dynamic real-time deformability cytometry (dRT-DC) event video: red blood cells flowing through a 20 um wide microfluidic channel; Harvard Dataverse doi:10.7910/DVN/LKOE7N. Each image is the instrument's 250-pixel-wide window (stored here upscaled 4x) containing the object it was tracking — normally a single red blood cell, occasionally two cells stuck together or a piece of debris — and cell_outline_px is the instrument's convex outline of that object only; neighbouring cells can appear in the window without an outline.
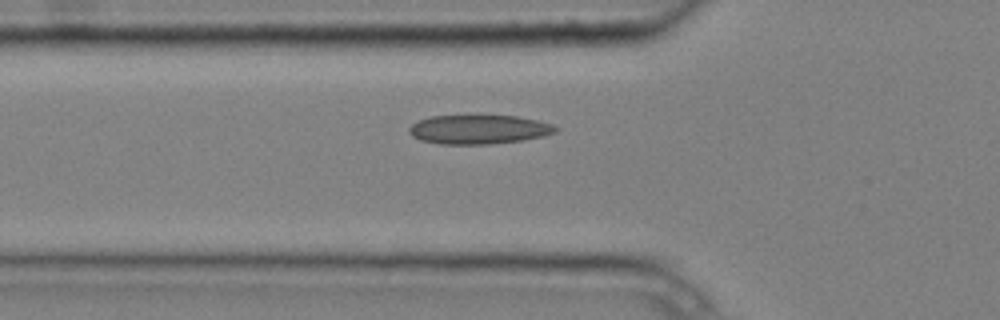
{"species": "common noctule bat (a hibernating species)", "species_latin": "Nyctalus noctula", "temperature_condition": "cold", "stored_images_in_passage": 6, "camera_frame_rate_fps": 3000, "um_per_image_px": 0.085, "animal": {"sex": "male", "body_mass_g": 20.4}, "frame": {"image": 1, "passage_image": 6, "time_ms": 1.667, "image_size_px": [1000, 320], "cell_outline_px": [[560, 128], [556, 132], [544, 136], [520, 140], [488, 144], [440, 144], [420, 140], [412, 136], [408, 132], [408, 128], [412, 124], [420, 120], [432, 116], [516, 116], [536, 120], [552, 124]], "centroid_in_image_um": [40.69, 11.01], "position_along_channel_um": 85.1, "area_um2": 24.68}}